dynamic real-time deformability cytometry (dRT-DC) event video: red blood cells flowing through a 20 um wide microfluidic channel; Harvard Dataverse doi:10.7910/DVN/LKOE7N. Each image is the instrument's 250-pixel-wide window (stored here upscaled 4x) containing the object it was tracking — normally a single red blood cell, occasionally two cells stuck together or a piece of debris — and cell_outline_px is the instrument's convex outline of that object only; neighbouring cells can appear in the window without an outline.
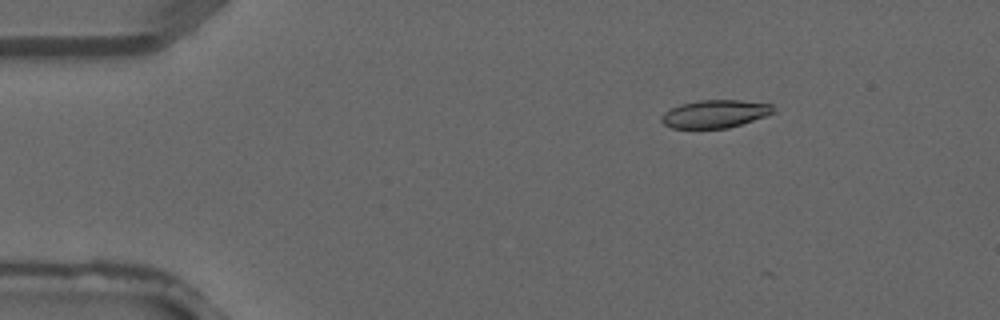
{"species": "common noctule bat (a hibernating species)", "species_latin": "Nyctalus noctula", "temperature_condition": "warm", "stored_images_in_passage": 4, "camera_frame_rate_fps": 3000, "um_per_image_px": 0.085, "animal": {"sex": "male", "forearm_length_mm": 52.5}, "frame": {"image": 1, "passage_image": 2, "time_ms": 0.333, "image_size_px": [1000, 320], "cell_outline_px": [[776, 112], [728, 128], [672, 128], [664, 124], [660, 120], [660, 116], [664, 112], [680, 104], [700, 100], [740, 100], [772, 104]], "centroid_in_image_um": [60.76, 9.67], "position_along_channel_um": 24.2, "area_um2": 18.09}}
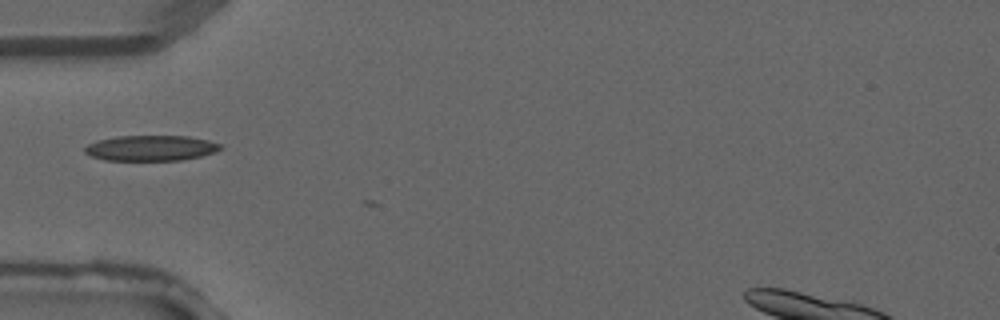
{"frame": {"image": 2, "passage_image": 4, "time_ms": 1.0, "image_size_px": [1000, 320], "cell_outline_px": [[224, 148], [216, 152], [200, 156], [180, 160], [104, 160], [92, 156], [84, 152], [84, 148], [88, 144], [96, 140], [116, 136], [188, 136], [208, 140], [220, 144]], "centroid_in_image_um": [12.82, 12.58], "position_along_channel_um": 72.2, "area_um2": 20.17}}